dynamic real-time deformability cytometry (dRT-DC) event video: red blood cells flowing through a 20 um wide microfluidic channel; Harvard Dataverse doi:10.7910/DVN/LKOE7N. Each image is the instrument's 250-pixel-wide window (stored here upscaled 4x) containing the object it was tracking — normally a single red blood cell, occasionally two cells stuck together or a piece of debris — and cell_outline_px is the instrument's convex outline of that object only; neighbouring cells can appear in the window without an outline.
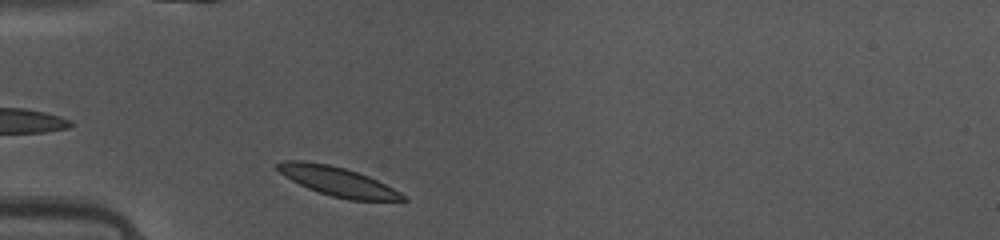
{"species": "common noctule bat (a hibernating species)", "species_latin": "Nyctalus noctula", "temperature_condition": "warm", "stored_images_in_passage": 16, "camera_frame_rate_fps": 3000, "um_per_image_px": 0.085, "animal": {"sex": "female", "body_mass_g": 10.0, "forearm_length_mm": 53.1}, "frame": {"image": 1, "passage_image": 1, "time_ms": 0.0, "image_size_px": [1000, 240], "cell_outline_px": [[404, 200], [356, 200], [336, 196], [312, 188], [288, 176], [276, 168], [280, 164], [324, 164], [340, 168], [364, 176], [404, 196]], "centroid_in_image_um": [28.81, 15.48], "position_along_channel_um": 56.2, "area_um2": 18.03}}
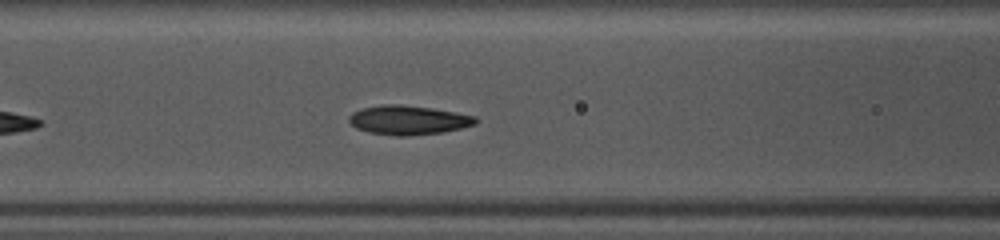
{"frame": {"image": 2, "passage_image": 7, "time_ms": 2.0, "image_size_px": [1000, 240], "cell_outline_px": [[476, 120], [472, 124], [456, 128], [436, 132], [372, 132], [360, 128], [352, 124], [352, 116], [356, 112], [368, 108], [424, 108], [472, 116]], "centroid_in_image_um": [34.76, 10.21], "position_along_channel_um": 131.8, "area_um2": 17.69}}
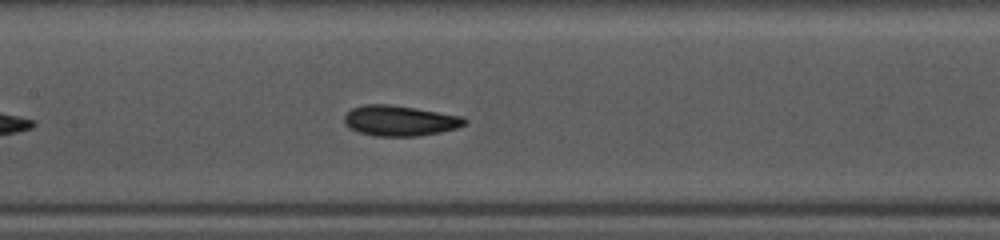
{"frame": {"image": 3, "passage_image": 10, "time_ms": 3.0, "image_size_px": [1000, 240], "cell_outline_px": [[464, 124], [452, 128], [436, 132], [408, 136], [388, 136], [364, 132], [352, 128], [348, 124], [348, 112], [356, 108], [408, 108], [456, 116], [464, 120]], "centroid_in_image_um": [34.05, 10.32], "position_along_channel_um": 173.4, "area_um2": 18.26}}